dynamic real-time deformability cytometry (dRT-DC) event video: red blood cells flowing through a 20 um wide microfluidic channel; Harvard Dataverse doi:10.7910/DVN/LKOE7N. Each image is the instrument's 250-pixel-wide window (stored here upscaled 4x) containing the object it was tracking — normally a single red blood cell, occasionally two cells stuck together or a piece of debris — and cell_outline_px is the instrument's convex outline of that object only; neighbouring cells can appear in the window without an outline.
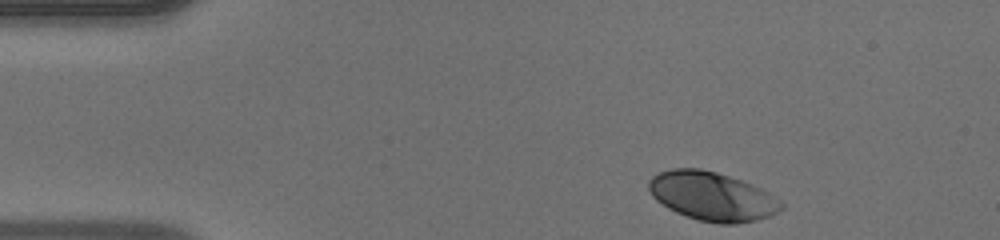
{"species": "human", "species_latin": "Homo sapiens", "temperature_condition": "warm", "stored_images_in_passage": 36, "camera_frame_rate_fps": 3000, "um_per_image_px": 0.085, "donor": {"sex": "male"}, "frame": {"image": 1, "passage_image": 1, "time_ms": 0.0, "image_size_px": [1000, 240], "cell_outline_px": [[784, 208], [768, 216], [756, 220], [736, 224], [720, 224], [700, 220], [676, 212], [668, 208], [656, 200], [652, 196], [648, 188], [648, 180], [652, 176], [660, 172], [672, 168], [700, 168], [716, 172], [752, 184], [768, 192], [780, 200], [784, 204]], "centroid_in_image_um": [60.52, 16.68], "position_along_channel_um": 24.5, "area_um2": 37.57}}
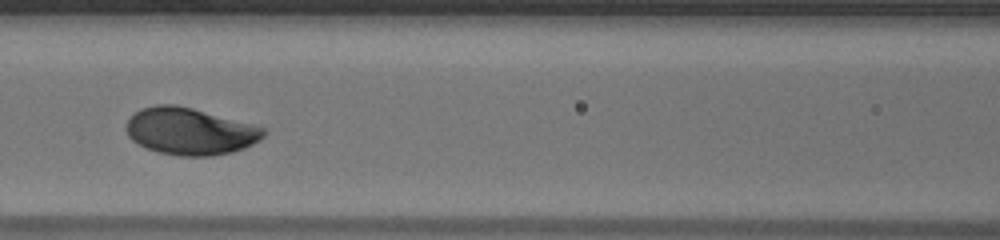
{"frame": {"image": 2, "passage_image": 15, "time_ms": 4.667, "image_size_px": [1000, 240], "cell_outline_px": [[268, 132], [260, 140], [244, 148], [232, 152], [212, 156], [180, 156], [160, 152], [148, 148], [132, 140], [128, 136], [124, 128], [128, 120], [140, 108], [156, 104], [176, 104], [192, 108], [252, 124], [264, 128]], "centroid_in_image_um": [16.14, 11.15], "position_along_channel_um": 150.5, "area_um2": 37.57}}
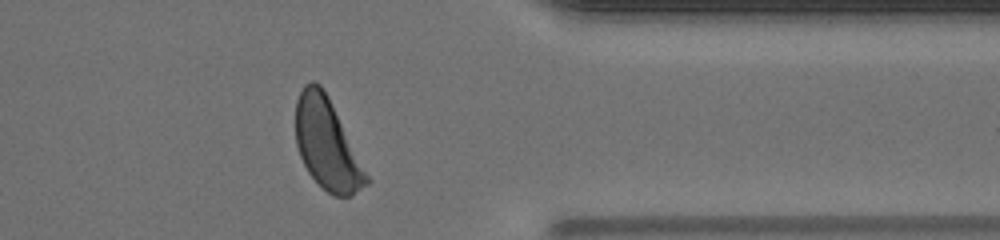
{"frame": {"image": 3, "passage_image": 32, "time_ms": 10.333, "image_size_px": [1000, 240], "cell_outline_px": [[372, 180], [368, 184], [352, 196], [332, 196], [308, 172], [300, 156], [296, 144], [296, 100], [304, 84], [312, 80], [320, 84], [324, 88]], "centroid_in_image_um": [27.82, 12.25], "position_along_channel_um": 383.6, "area_um2": 37.51}}